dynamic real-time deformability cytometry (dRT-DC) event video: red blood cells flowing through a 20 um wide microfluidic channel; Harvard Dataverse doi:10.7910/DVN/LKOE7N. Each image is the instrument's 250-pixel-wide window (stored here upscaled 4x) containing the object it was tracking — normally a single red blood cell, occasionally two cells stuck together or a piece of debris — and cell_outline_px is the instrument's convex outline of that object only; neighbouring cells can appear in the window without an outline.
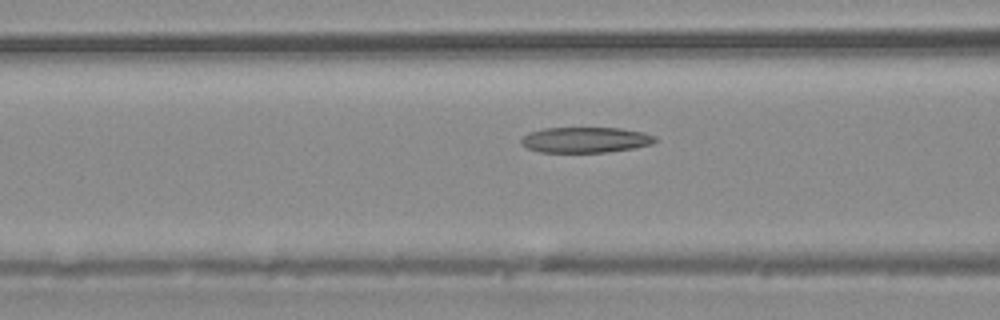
{"species": "common noctule bat (a hibernating species)", "species_latin": "Nyctalus noctula", "temperature_condition": "warm", "stored_images_in_passage": 6, "camera_frame_rate_fps": 3000, "um_per_image_px": 0.085, "animal": {"sex": "male", "body_mass_g": 20.4}, "frame": {"image": 1, "passage_image": 6, "time_ms": 6.333, "image_size_px": [1000, 320], "cell_outline_px": [[656, 140], [652, 144], [632, 148], [604, 152], [540, 152], [528, 148], [520, 144], [520, 140], [528, 132], [544, 128], [620, 128], [644, 132], [656, 136]], "centroid_in_image_um": [49.74, 11.88], "position_along_channel_um": 116.9, "area_um2": 19.94}}